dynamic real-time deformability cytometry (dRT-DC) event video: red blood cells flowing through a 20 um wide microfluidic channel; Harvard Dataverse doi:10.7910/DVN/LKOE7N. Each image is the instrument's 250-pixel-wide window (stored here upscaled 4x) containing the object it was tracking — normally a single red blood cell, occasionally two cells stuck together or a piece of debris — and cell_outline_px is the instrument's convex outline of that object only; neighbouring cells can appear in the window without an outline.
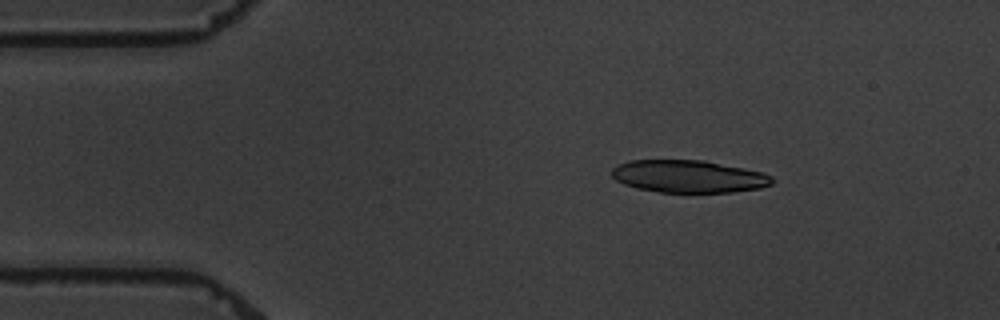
{"species": "common noctule bat (a hibernating species)", "species_latin": "Nyctalus noctula", "temperature_condition": "warm", "stored_images_in_passage": 3, "camera_frame_rate_fps": 3000, "um_per_image_px": 0.085, "animal": {"sex": "male", "body_mass_g": 19.5, "forearm_length_mm": 54.6}, "frame": {"image": 1, "passage_image": 1, "time_ms": 0.0, "image_size_px": [1000, 320], "cell_outline_px": [[776, 180], [772, 184], [760, 188], [732, 192], [660, 192], [636, 188], [624, 184], [616, 180], [612, 176], [612, 168], [616, 164], [628, 160], [704, 160], [764, 172], [772, 176]], "centroid_in_image_um": [58.54, 14.99], "position_along_channel_um": 26.5, "area_um2": 30.58}}